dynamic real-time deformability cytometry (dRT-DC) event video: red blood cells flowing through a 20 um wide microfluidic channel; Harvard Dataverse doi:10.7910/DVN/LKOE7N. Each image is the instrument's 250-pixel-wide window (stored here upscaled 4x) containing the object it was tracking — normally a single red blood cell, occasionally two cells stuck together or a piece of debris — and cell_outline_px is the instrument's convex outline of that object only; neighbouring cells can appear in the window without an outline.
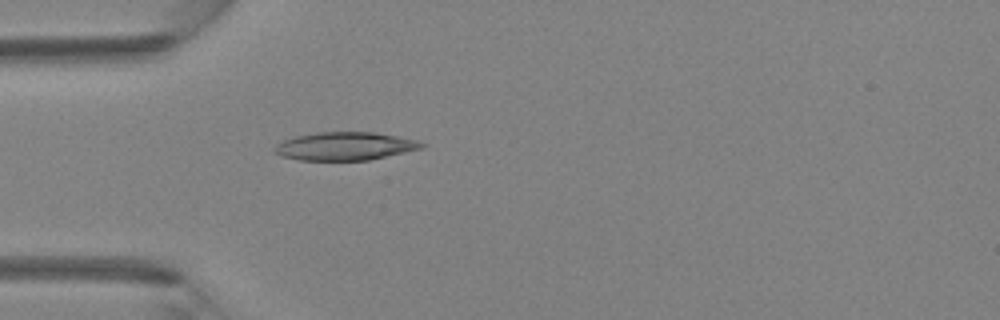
{"species": "Egyptian fruit bat (a non-hibernating species)", "species_latin": "Rousettus aegyptiacus", "temperature_condition": "room temperature", "stored_images_in_passage": 1, "camera_frame_rate_fps": 3000, "um_per_image_px": 0.085, "animal": {"sex": "female"}, "frame": {"image": 1, "passage_image": 1, "time_ms": 0.0, "image_size_px": [1000, 320], "cell_outline_px": [[428, 144], [424, 148], [368, 160], [300, 160], [280, 156], [272, 148], [276, 144], [284, 140], [296, 136], [316, 132], [376, 132], [416, 140]], "centroid_in_image_um": [29.33, 12.42], "position_along_channel_um": 55.7, "area_um2": 24.16}}